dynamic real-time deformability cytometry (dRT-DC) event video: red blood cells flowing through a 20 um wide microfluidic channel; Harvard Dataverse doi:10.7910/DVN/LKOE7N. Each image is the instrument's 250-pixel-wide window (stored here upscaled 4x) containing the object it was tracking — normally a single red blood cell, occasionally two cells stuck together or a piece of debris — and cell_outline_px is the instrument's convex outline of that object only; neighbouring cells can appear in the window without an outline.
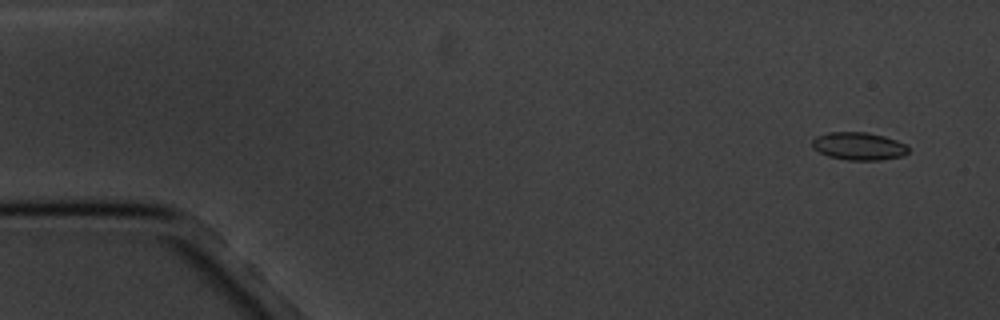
{"species": "common noctule bat (a hibernating species)", "species_latin": "Nyctalus noctula", "temperature_condition": "cold", "stored_images_in_passage": 5, "camera_frame_rate_fps": 3000, "um_per_image_px": 0.085, "animal": {"sex": "male", "body_mass_g": 20.1, "forearm_length_mm": 53.5}, "frame": {"image": 1, "passage_image": 1, "time_ms": 0.0, "image_size_px": [1000, 320], "cell_outline_px": [[908, 152], [904, 156], [880, 160], [848, 160], [828, 156], [812, 148], [812, 140], [816, 136], [828, 132], [868, 132], [884, 136], [896, 140], [904, 144], [908, 148]], "centroid_in_image_um": [72.98, 12.42], "position_along_channel_um": 12.0, "area_um2": 15.61}}